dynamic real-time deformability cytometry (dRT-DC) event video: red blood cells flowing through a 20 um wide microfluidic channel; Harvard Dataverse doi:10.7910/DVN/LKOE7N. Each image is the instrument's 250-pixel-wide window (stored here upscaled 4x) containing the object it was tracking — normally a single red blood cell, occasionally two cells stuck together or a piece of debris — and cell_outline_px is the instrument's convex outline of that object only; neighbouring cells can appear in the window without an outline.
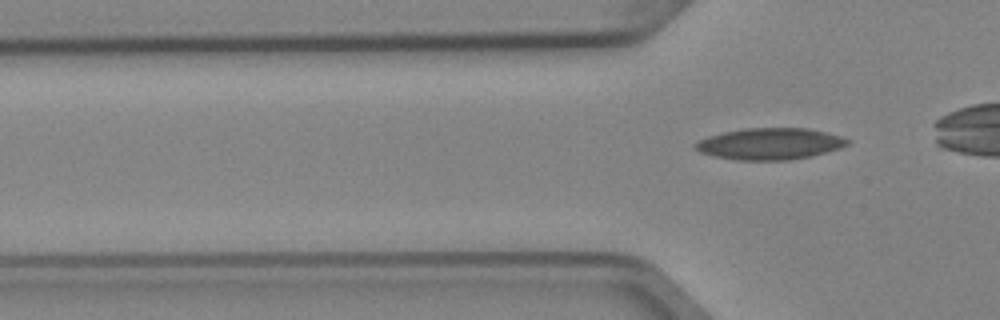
{"species": "Egyptian fruit bat (a non-hibernating species)", "species_latin": "Rousettus aegyptiacus", "temperature_condition": "cold", "stored_images_in_passage": 6, "camera_frame_rate_fps": 3000, "um_per_image_px": 0.085, "animal": {"sex": "female"}, "frame": {"image": 1, "passage_image": 6, "time_ms": 1.667, "image_size_px": [1000, 320], "cell_outline_px": [[848, 144], [840, 148], [828, 152], [812, 156], [788, 160], [736, 160], [716, 156], [700, 152], [692, 148], [692, 144], [708, 136], [724, 132], [744, 128], [808, 128], [840, 136], [848, 140]], "centroid_in_image_um": [65.41, 12.23], "position_along_channel_um": 60.4, "area_um2": 27.92}}